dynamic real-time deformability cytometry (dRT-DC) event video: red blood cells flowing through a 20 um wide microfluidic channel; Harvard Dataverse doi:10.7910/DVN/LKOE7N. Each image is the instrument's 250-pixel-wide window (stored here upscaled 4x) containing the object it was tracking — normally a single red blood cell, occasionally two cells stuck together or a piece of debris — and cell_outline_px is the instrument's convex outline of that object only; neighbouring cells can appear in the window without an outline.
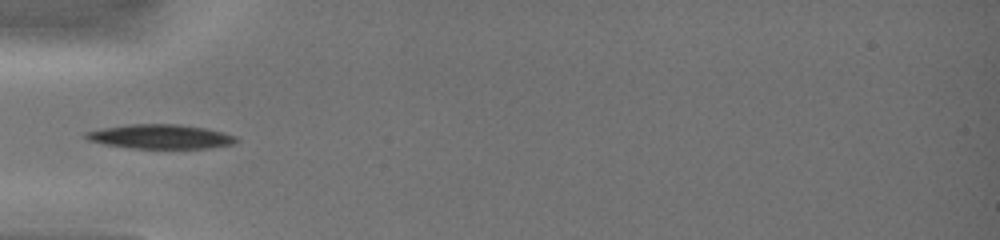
{"species": "common noctule bat (a hibernating species)", "species_latin": "Nyctalus noctula", "temperature_condition": "warm", "stored_images_in_passage": 24, "camera_frame_rate_fps": 3000, "um_per_image_px": 0.085, "animal": {"sex": "female", "body_mass_g": 19.0, "forearm_length_mm": 51.5}, "frame": {"image": 1, "passage_image": 1, "time_ms": 0.0, "image_size_px": [1000, 240], "cell_outline_px": [[240, 140], [232, 144], [208, 148], [132, 148], [104, 144], [88, 140], [84, 136], [84, 132], [104, 128], [132, 124], [180, 124], [208, 128], [224, 132], [236, 136]], "centroid_in_image_um": [13.68, 11.6], "position_along_channel_um": 71.3, "area_um2": 21.33}}
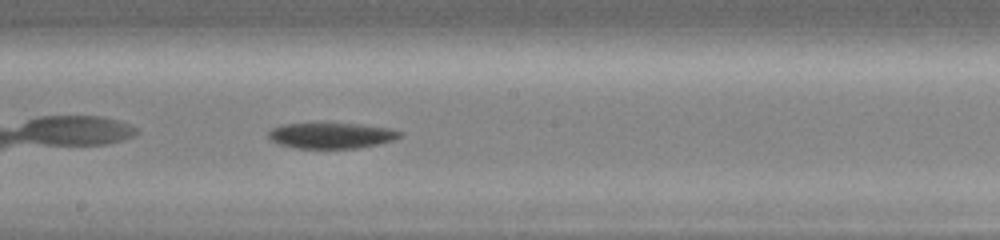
{"frame": {"image": 2, "passage_image": 12, "time_ms": 3.667, "image_size_px": [1000, 240], "cell_outline_px": [[404, 132], [396, 140], [380, 144], [356, 148], [296, 148], [280, 144], [272, 140], [268, 136], [268, 132], [272, 128], [284, 124], [320, 120], [360, 124], [392, 128]], "centroid_in_image_um": [28.19, 11.47], "position_along_channel_um": 220.0, "area_um2": 20.75}}
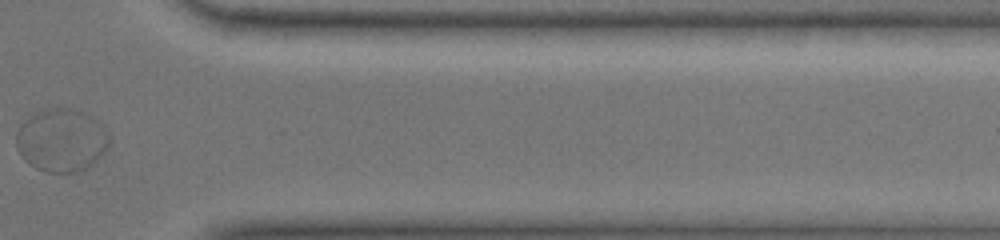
{"frame": {"image": 3, "passage_image": 24, "time_ms": 8.333, "image_size_px": [1000, 240], "cell_outline_px": [[108, 144], [104, 152], [92, 164], [76, 172], [48, 172], [36, 168], [24, 160], [20, 156], [16, 148], [16, 132], [20, 124], [32, 112], [48, 108], [80, 108], [104, 124], [108, 132]], "centroid_in_image_um": [5.2, 11.87], "position_along_channel_um": 406.2, "area_um2": 34.68}}